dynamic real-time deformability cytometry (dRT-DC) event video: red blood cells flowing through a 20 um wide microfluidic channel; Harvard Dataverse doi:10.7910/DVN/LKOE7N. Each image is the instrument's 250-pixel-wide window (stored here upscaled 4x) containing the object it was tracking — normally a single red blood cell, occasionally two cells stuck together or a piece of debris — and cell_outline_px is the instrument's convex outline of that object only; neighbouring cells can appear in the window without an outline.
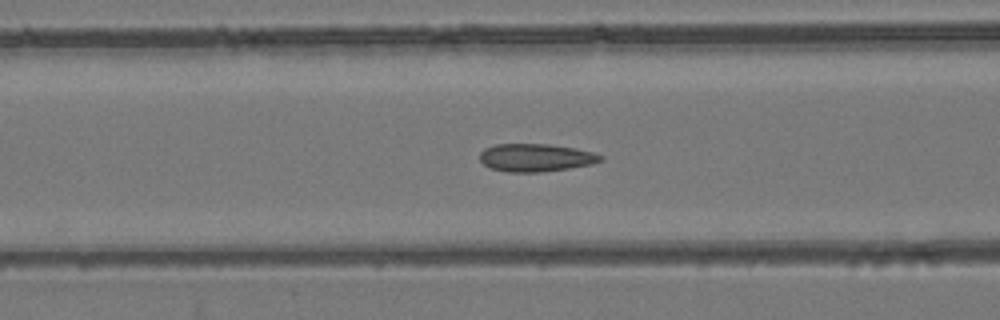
{"species": "common noctule bat (a hibernating species)", "species_latin": "Nyctalus noctula", "temperature_condition": "room temperature", "stored_images_in_passage": 40, "camera_frame_rate_fps": 3000, "um_per_image_px": 0.085, "animal": {"sex": "female", "body_mass_g": 24.6, "forearm_length_mm": 56.2}, "frame": {"image": 1, "passage_image": 13, "time_ms": 4.0, "image_size_px": [1000, 320], "cell_outline_px": [[604, 160], [592, 164], [568, 168], [540, 172], [508, 172], [488, 168], [480, 160], [480, 152], [484, 148], [496, 144], [548, 144], [572, 148], [592, 152], [604, 156]], "centroid_in_image_um": [45.51, 13.4], "position_along_channel_um": 121.1, "area_um2": 19.59}}
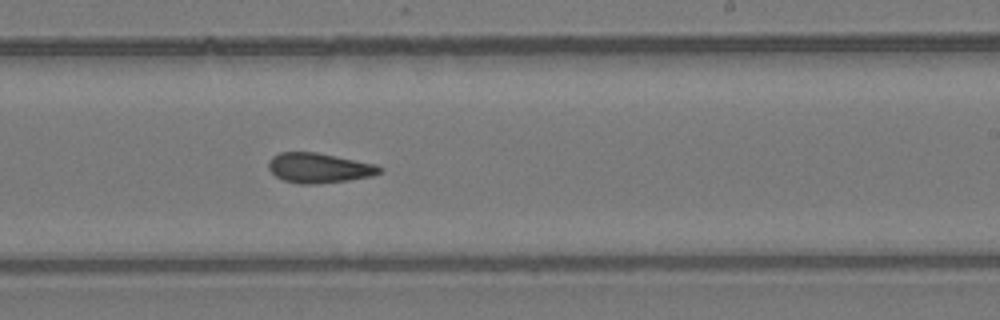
{"frame": {"image": 2, "passage_image": 24, "time_ms": 7.667, "image_size_px": [1000, 320], "cell_outline_px": [[384, 168], [380, 172], [372, 176], [348, 180], [316, 184], [300, 184], [284, 180], [276, 176], [268, 168], [268, 160], [272, 156], [280, 152], [316, 152], [376, 164]], "centroid_in_image_um": [27.11, 14.27], "position_along_channel_um": 261.9, "area_um2": 19.36}}
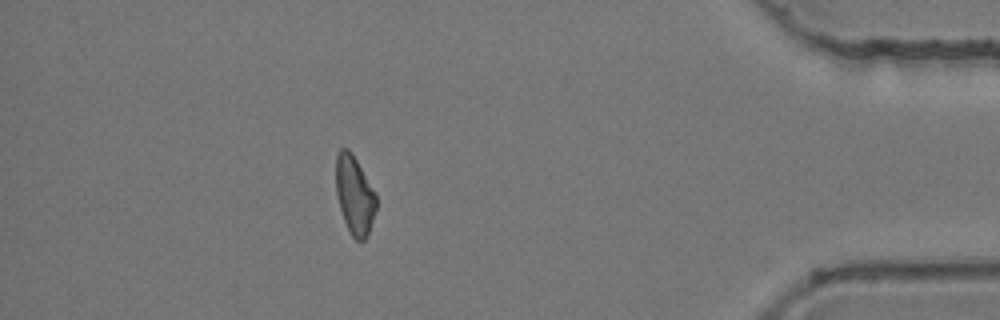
{"frame": {"image": 3, "passage_image": 39, "time_ms": 12.667, "image_size_px": [1000, 320], "cell_outline_px": [[376, 208], [368, 232], [364, 240], [360, 244], [352, 236], [344, 220], [336, 196], [336, 156], [340, 148], [348, 148], [352, 152], [376, 192]], "centroid_in_image_um": [30.13, 16.55], "position_along_channel_um": 405.1, "area_um2": 18.5}, "authors_computed_cell_mechanics": {"area_um2": 19.363, "velocity_mm_per_s": 3.8452, "shape_relaxation_time_tau1_ms": null, "shape_relaxation_time_tau2_ms": 3.3826, "deformation_change_tau1": null, "deformation_change_tau2": 0.0731}}